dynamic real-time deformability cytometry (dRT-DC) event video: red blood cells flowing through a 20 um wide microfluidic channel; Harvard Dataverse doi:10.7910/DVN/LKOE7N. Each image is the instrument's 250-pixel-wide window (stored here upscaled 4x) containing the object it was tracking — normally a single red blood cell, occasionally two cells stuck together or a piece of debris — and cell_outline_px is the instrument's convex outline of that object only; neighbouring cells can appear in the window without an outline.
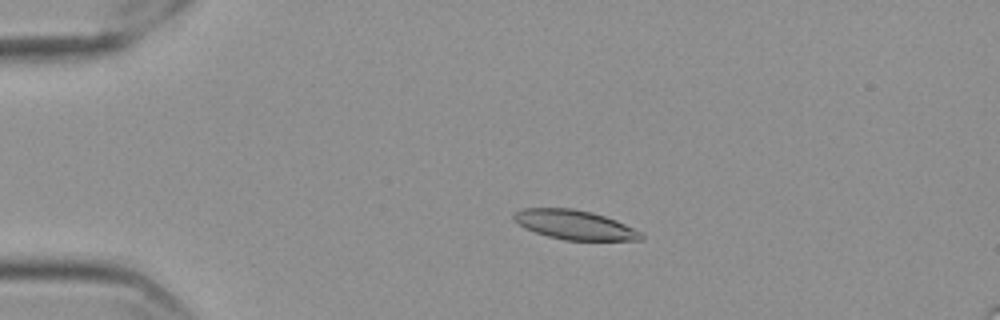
{"species": "Egyptian fruit bat (a non-hibernating species)", "species_latin": "Rousettus aegyptiacus", "temperature_condition": "cold", "stored_images_in_passage": 54, "camera_frame_rate_fps": 3000, "um_per_image_px": 0.085, "frame": {"image": 1, "passage_image": 9, "time_ms": 2.667, "image_size_px": [1000, 320], "cell_outline_px": [[644, 236], [640, 240], [564, 240], [548, 236], [524, 228], [512, 220], [512, 212], [520, 208], [572, 208], [592, 212], [616, 220], [640, 232]], "centroid_in_image_um": [48.76, 19.09], "position_along_channel_um": 36.2, "area_um2": 21.79}}
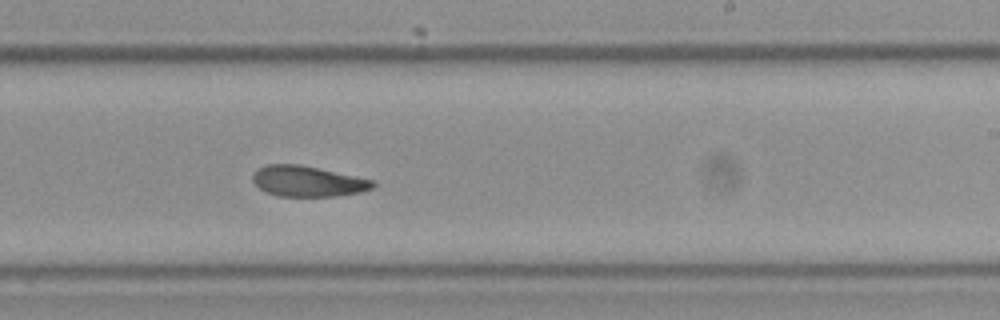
{"frame": {"image": 2, "passage_image": 32, "time_ms": 10.333, "image_size_px": [1000, 320], "cell_outline_px": [[376, 184], [372, 188], [360, 192], [340, 196], [276, 196], [264, 192], [252, 180], [252, 176], [260, 168], [268, 164], [300, 164], [372, 180]], "centroid_in_image_um": [26.14, 15.42], "position_along_channel_um": 262.9, "area_um2": 21.27}}
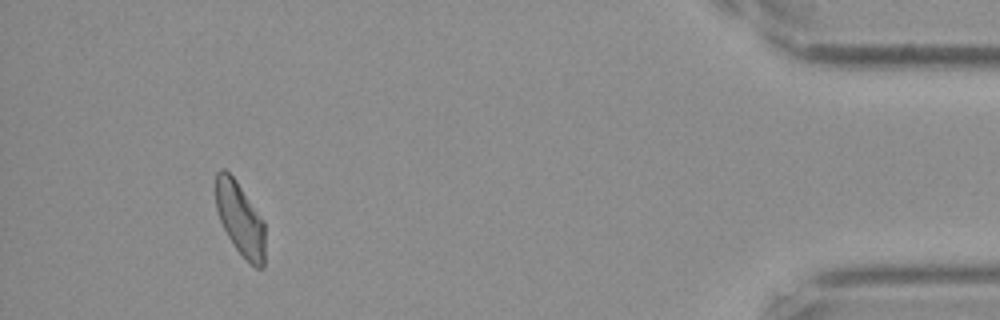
{"frame": {"image": 3, "passage_image": 50, "time_ms": 16.333, "image_size_px": [1000, 320], "cell_outline_px": [[264, 268], [256, 268], [232, 244], [220, 220], [216, 208], [216, 172], [220, 168], [224, 168], [236, 180], [264, 220]], "centroid_in_image_um": [20.41, 18.58], "position_along_channel_um": 414.8, "area_um2": 20.87}, "authors_computed_cell_mechanics": {"area_um2": 22.2241, "velocity_mm_per_s": 3.5377, "shape_relaxation_time_tau1_ms": 8.5585, "shape_relaxation_time_tau2_ms": 5.8381, "deformation_change_tau1": 0.1729, "deformation_change_tau2": 0.1271}}